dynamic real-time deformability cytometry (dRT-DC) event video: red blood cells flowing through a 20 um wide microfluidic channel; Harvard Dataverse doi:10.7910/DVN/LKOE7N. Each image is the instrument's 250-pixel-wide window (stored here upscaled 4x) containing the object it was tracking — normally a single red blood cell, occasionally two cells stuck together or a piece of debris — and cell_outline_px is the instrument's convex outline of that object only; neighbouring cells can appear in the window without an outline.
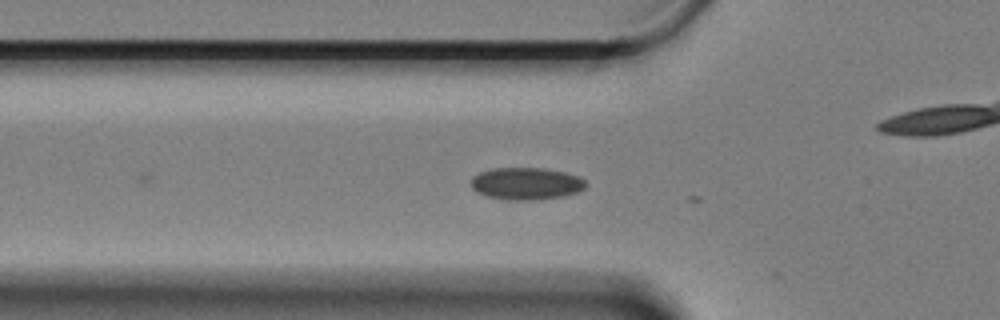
{"species": "Egyptian fruit bat (a non-hibernating species)", "species_latin": "Rousettus aegyptiacus", "temperature_condition": "cold", "stored_images_in_passage": 3, "camera_frame_rate_fps": 3000, "um_per_image_px": 0.085, "animal": {"sex": "female"}, "frame": {"image": 1, "passage_image": 2, "time_ms": 0.333, "image_size_px": [1000, 320], "cell_outline_px": [[588, 184], [584, 188], [576, 192], [564, 196], [532, 200], [504, 200], [488, 196], [476, 192], [472, 188], [472, 176], [480, 172], [492, 168], [544, 168], [564, 172], [580, 176]], "centroid_in_image_um": [44.73, 15.6], "position_along_channel_um": 81.1, "area_um2": 21.62}}